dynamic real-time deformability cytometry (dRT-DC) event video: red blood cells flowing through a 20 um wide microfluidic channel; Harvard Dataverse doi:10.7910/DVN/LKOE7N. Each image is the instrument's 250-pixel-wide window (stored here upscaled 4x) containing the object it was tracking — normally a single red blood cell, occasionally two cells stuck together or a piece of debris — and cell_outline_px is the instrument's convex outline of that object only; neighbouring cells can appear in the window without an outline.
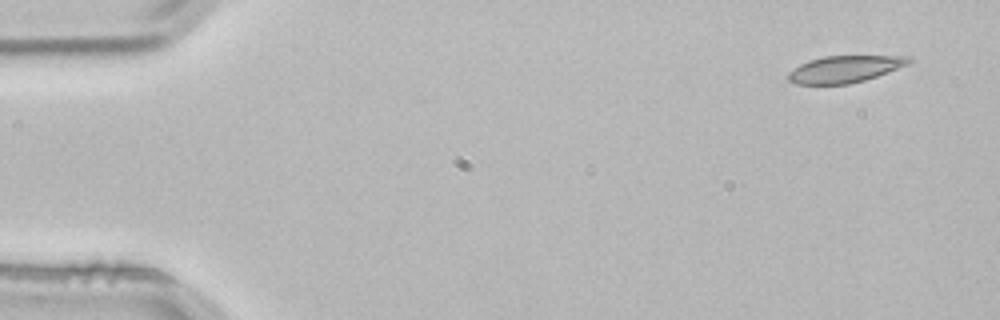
{"species": "common noctule bat (a hibernating species)", "species_latin": "Nyctalus noctula", "temperature_condition": "room temperature", "stored_images_in_passage": 3, "camera_frame_rate_fps": 3000, "um_per_image_px": 0.085, "animal": {"sex": "male", "body_mass_g": 21.5, "forearm_length_mm": 52.0}, "frame": {"image": 1, "passage_image": 1, "time_ms": 0.0, "image_size_px": [1000, 320], "cell_outline_px": [[916, 60], [908, 64], [888, 72], [864, 80], [848, 84], [792, 84], [788, 80], [788, 72], [800, 64], [808, 60], [824, 56], [912, 56]], "centroid_in_image_um": [71.81, 5.87], "position_along_channel_um": 13.2, "area_um2": 18.96}}
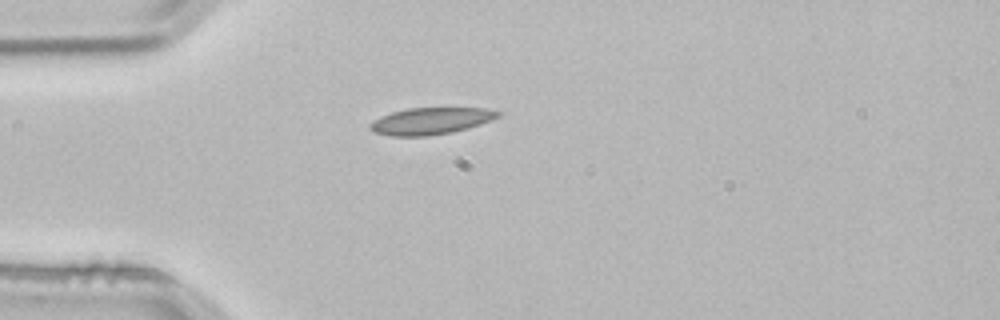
{"frame": {"image": 2, "passage_image": 3, "time_ms": 0.667, "image_size_px": [1000, 320], "cell_outline_px": [[500, 116], [480, 124], [468, 128], [452, 132], [428, 136], [392, 136], [372, 132], [368, 128], [368, 124], [380, 116], [392, 112], [408, 108], [484, 108], [500, 112]], "centroid_in_image_um": [36.56, 10.29], "position_along_channel_um": 48.4, "area_um2": 20.0}}